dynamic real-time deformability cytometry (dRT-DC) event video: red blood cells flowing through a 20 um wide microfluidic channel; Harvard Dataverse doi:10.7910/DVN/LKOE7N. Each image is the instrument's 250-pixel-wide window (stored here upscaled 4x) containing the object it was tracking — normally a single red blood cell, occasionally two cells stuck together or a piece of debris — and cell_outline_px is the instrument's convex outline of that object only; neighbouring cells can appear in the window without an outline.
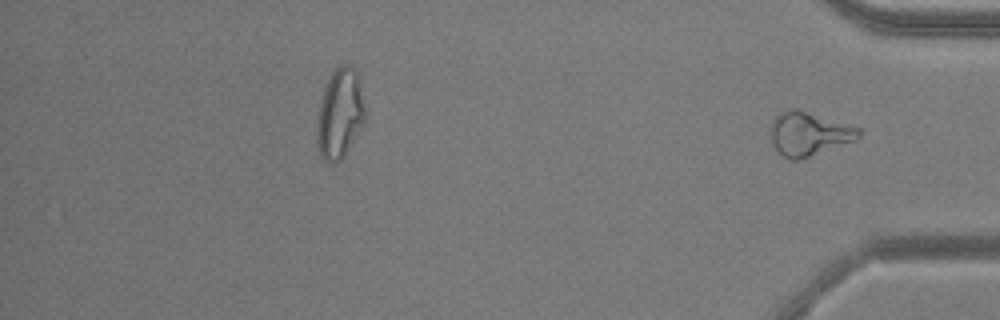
{"species": "common noctule bat (a hibernating species)", "species_latin": "Nyctalus noctula", "temperature_condition": "warm", "stored_images_in_passage": 36, "segment_of_instrument_passage": [2, 2], "camera_frame_rate_fps": 3000, "um_per_image_px": 0.085, "animal": {"sex": "male", "body_mass_g": 20.5, "forearm_length_mm": 52.5}, "frame": {"image": 1, "passage_image": 36, "time_ms": 11.667, "image_size_px": [1000, 320], "cell_outline_px": [[864, 132], [856, 140], [800, 160], [788, 160], [772, 144], [768, 132], [776, 116], [784, 108], [792, 108], [864, 128]], "centroid_in_image_um": [68.77, 11.38], "position_along_channel_um": 366.4, "area_um2": 22.72}}